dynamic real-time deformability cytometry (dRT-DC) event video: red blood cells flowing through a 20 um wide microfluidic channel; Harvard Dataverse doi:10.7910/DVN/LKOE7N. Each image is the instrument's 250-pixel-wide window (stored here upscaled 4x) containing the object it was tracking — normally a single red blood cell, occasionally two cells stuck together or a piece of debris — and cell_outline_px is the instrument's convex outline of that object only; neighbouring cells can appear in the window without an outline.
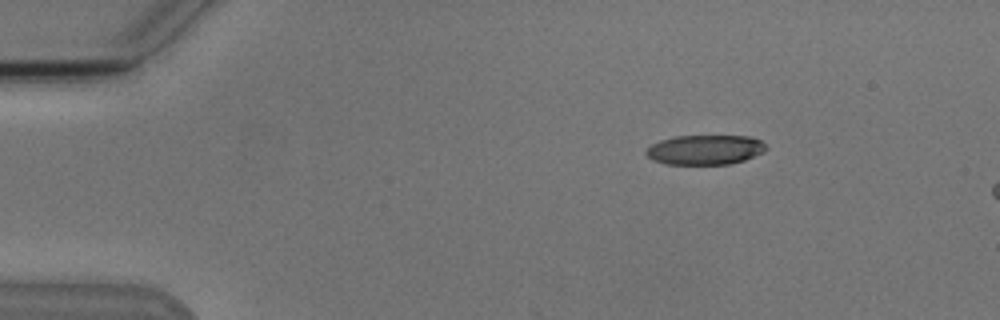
{"species": "Egyptian fruit bat (a non-hibernating species)", "species_latin": "Rousettus aegyptiacus", "temperature_condition": "cold", "stored_images_in_passage": 4, "camera_frame_rate_fps": 3000, "um_per_image_px": 0.085, "animal": {"sex": "male"}, "frame": {"image": 1, "passage_image": 1, "time_ms": 0.0, "image_size_px": [1000, 320], "cell_outline_px": [[768, 148], [764, 152], [744, 160], [728, 164], [664, 164], [652, 160], [644, 152], [652, 144], [660, 140], [672, 136], [752, 136], [760, 140]], "centroid_in_image_um": [59.92, 12.72], "position_along_channel_um": 25.1, "area_um2": 20.87}}